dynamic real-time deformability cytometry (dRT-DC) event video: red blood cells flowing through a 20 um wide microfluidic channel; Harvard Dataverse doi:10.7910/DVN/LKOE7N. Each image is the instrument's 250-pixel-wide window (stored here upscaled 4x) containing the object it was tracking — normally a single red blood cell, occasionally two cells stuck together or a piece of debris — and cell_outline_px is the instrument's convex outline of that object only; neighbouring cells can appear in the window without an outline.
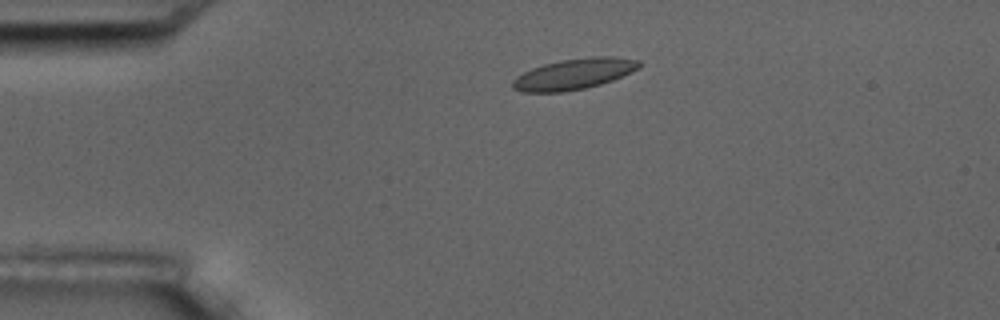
{"species": "common noctule bat (a hibernating species)", "species_latin": "Nyctalus noctula", "temperature_condition": "room temperature", "stored_images_in_passage": 4, "camera_frame_rate_fps": 3000, "um_per_image_px": 0.085, "animal": {"sex": "male", "body_mass_g": 17.5, "forearm_length_mm": 52.3}, "frame": {"image": 1, "passage_image": 3, "time_ms": 2.333, "image_size_px": [1000, 320], "cell_outline_px": [[640, 68], [612, 80], [600, 84], [584, 88], [564, 92], [520, 92], [512, 88], [512, 80], [516, 76], [532, 68], [544, 64], [560, 60], [592, 56], [612, 56], [640, 60]], "centroid_in_image_um": [48.77, 6.29], "position_along_channel_um": 36.2, "area_um2": 22.77}}